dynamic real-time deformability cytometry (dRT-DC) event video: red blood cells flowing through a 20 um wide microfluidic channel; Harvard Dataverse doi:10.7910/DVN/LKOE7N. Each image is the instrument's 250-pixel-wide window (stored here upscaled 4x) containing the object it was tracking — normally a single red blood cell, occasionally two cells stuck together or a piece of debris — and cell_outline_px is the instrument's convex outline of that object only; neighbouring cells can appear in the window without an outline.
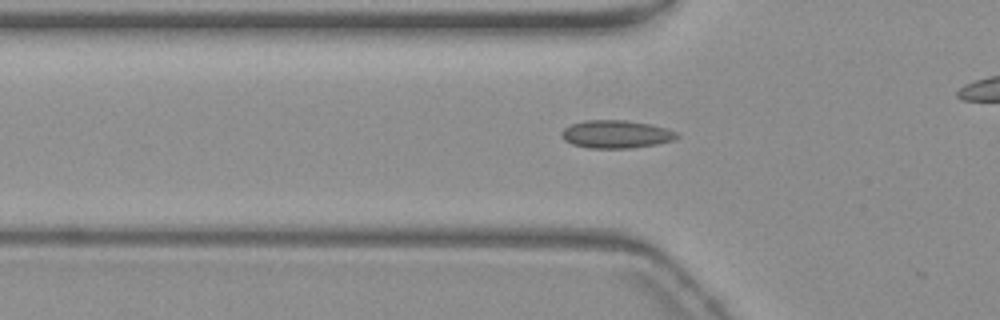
{"species": "common noctule bat (a hibernating species)", "species_latin": "Nyctalus noctula", "temperature_condition": "warm", "stored_images_in_passage": 8, "camera_frame_rate_fps": 3000, "um_per_image_px": 0.085, "animal": {"sex": "female", "body_mass_g": 19.3, "forearm_length_mm": 54.1}, "frame": {"image": 1, "passage_image": 7, "time_ms": 2.0, "image_size_px": [1000, 320], "cell_outline_px": [[680, 136], [672, 140], [656, 144], [632, 148], [588, 148], [572, 144], [564, 140], [560, 136], [560, 132], [564, 128], [572, 124], [584, 120], [624, 120], [648, 124], [664, 128], [676, 132]], "centroid_in_image_um": [52.31, 11.41], "position_along_channel_um": 73.5, "area_um2": 18.67}}